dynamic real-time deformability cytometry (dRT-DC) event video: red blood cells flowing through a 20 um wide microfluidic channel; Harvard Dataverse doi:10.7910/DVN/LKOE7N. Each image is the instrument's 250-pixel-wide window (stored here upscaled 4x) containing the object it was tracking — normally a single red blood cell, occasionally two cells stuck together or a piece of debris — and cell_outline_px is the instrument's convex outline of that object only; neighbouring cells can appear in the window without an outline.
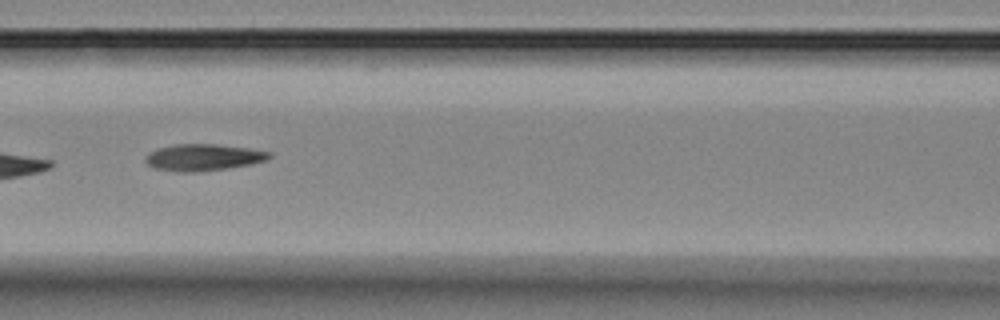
{"species": "Egyptian fruit bat (a non-hibernating species)", "species_latin": "Rousettus aegyptiacus", "temperature_condition": "room temperature", "stored_images_in_passage": 4, "camera_frame_rate_fps": 3000, "um_per_image_px": 0.085, "animal": {"sex": "female"}, "frame": {"image": 1, "passage_image": 3, "time_ms": 2.667, "image_size_px": [1000, 320], "cell_outline_px": [[272, 156], [264, 160], [248, 164], [224, 168], [196, 172], [180, 172], [156, 168], [148, 164], [144, 160], [152, 152], [160, 148], [176, 144], [216, 144], [248, 148], [268, 152]], "centroid_in_image_um": [17.26, 13.37], "position_along_channel_um": 149.3, "area_um2": 18.61}}
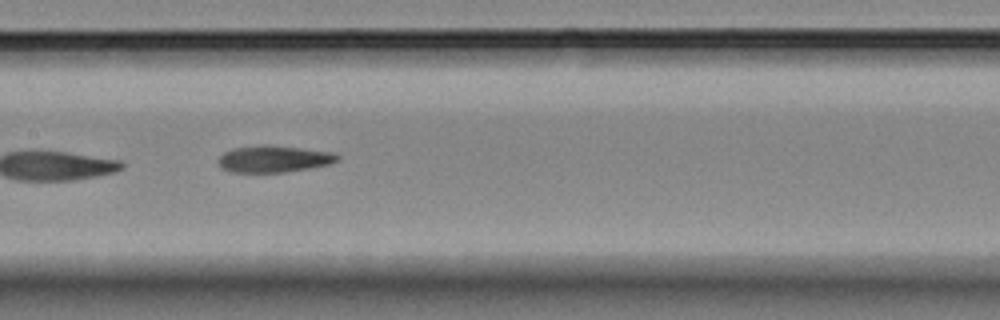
{"frame": {"image": 2, "passage_image": 4, "time_ms": 3.667, "image_size_px": [1000, 320], "cell_outline_px": [[340, 156], [336, 160], [328, 164], [308, 168], [284, 172], [232, 172], [220, 168], [220, 156], [224, 152], [232, 148], [264, 144], [268, 144], [332, 152]], "centroid_in_image_um": [23.24, 13.5], "position_along_channel_um": 184.2, "area_um2": 18.38}}